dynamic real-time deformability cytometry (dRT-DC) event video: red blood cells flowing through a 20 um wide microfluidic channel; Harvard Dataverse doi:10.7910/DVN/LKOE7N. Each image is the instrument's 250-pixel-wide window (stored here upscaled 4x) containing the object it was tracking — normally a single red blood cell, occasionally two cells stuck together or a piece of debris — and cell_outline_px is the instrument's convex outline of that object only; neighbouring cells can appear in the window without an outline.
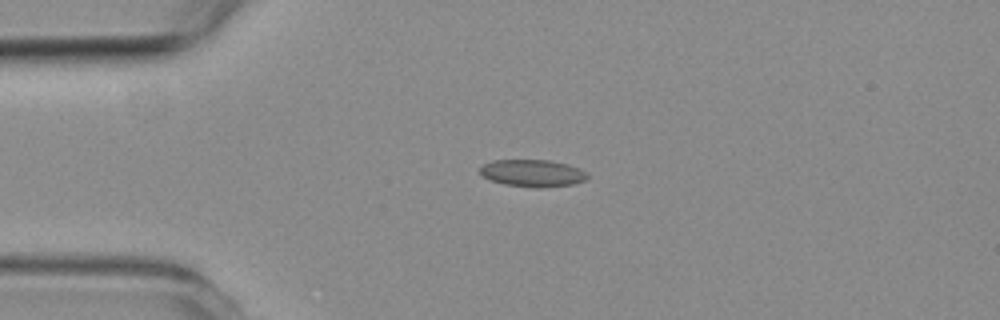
{"species": "common noctule bat (a hibernating species)", "species_latin": "Nyctalus noctula", "temperature_condition": "room temperature", "stored_images_in_passage": 2, "camera_frame_rate_fps": 3000, "um_per_image_px": 0.085, "animal": {"sex": "female", "body_mass_g": 19.3, "forearm_length_mm": 54.1}, "frame": {"image": 1, "passage_image": 1, "time_ms": 0.0, "image_size_px": [1000, 320], "cell_outline_px": [[588, 176], [584, 180], [572, 184], [536, 188], [504, 184], [488, 180], [480, 172], [480, 168], [484, 164], [492, 160], [548, 160], [568, 164], [580, 168], [588, 172]], "centroid_in_image_um": [45.27, 14.71], "position_along_channel_um": 39.7, "area_um2": 16.99}}